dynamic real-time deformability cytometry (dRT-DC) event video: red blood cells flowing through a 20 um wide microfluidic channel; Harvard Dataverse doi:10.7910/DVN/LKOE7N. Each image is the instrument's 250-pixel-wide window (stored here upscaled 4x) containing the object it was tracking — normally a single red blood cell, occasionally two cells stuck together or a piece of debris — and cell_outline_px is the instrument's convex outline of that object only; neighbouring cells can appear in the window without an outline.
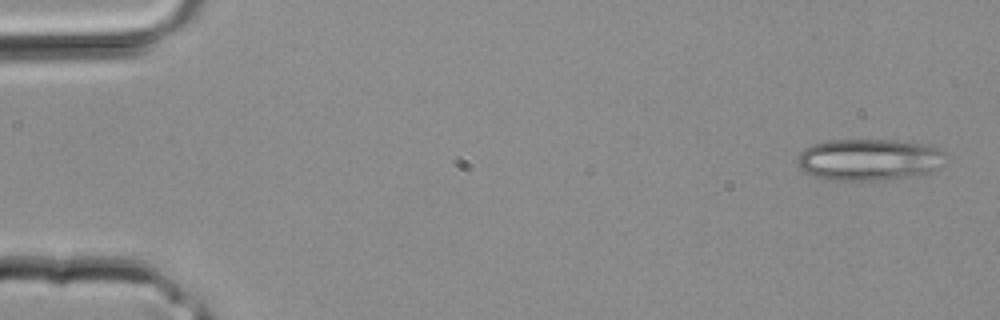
{"species": "common noctule bat (a hibernating species)", "species_latin": "Nyctalus noctula", "temperature_condition": "room temperature", "stored_images_in_passage": 4, "camera_frame_rate_fps": 3000, "um_per_image_px": 0.085, "animal": {"sex": "male", "body_mass_g": 20.4}, "frame": {"image": 1, "passage_image": 1, "time_ms": 0.0, "image_size_px": [1000, 320], "cell_outline_px": [[944, 152], [936, 168], [924, 176], [888, 180], [832, 180], [812, 176], [804, 172], [800, 168], [800, 152], [804, 148], [812, 144], [828, 140], [896, 140], [920, 144], [936, 148]], "centroid_in_image_um": [73.83, 13.59], "position_along_channel_um": 11.2, "area_um2": 35.84}}